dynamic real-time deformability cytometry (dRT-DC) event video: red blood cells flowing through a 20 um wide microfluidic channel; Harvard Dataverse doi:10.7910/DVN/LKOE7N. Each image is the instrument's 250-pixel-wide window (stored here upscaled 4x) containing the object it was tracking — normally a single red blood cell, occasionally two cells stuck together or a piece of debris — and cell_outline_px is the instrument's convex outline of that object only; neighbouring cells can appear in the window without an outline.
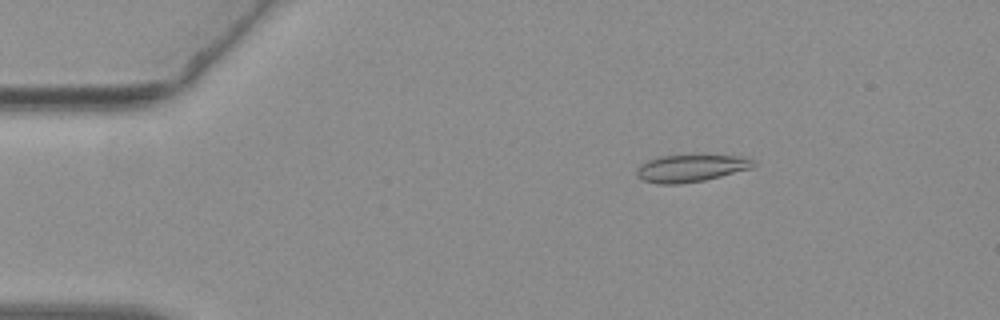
{"species": "common noctule bat (a hibernating species)", "species_latin": "Nyctalus noctula", "temperature_condition": "warm", "stored_images_in_passage": 47, "camera_frame_rate_fps": 3000, "um_per_image_px": 0.085, "animal": {"sex": "female", "body_mass_g": 19.3, "forearm_length_mm": 54.1}, "frame": {"image": 1, "passage_image": 2, "time_ms": 0.333, "image_size_px": [1000, 320], "cell_outline_px": [[756, 164], [752, 168], [704, 180], [680, 184], [656, 184], [644, 180], [636, 172], [640, 164], [648, 160], [660, 156], [736, 156], [756, 160]], "centroid_in_image_um": [58.73, 14.31], "position_along_channel_um": 26.3, "area_um2": 18.15}}
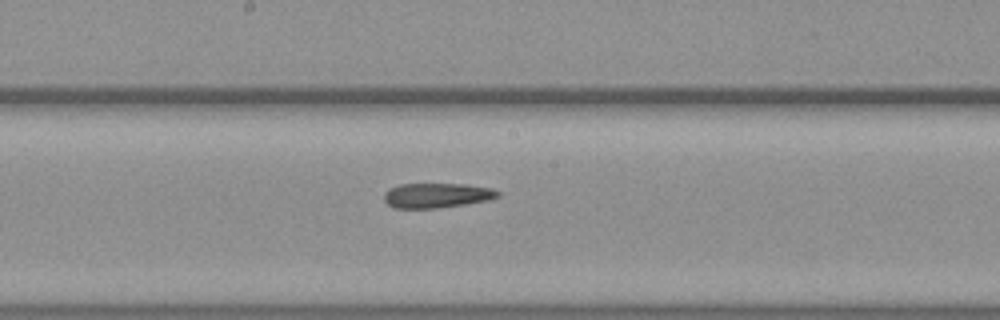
{"frame": {"image": 2, "passage_image": 22, "time_ms": 7.0, "image_size_px": [1000, 320], "cell_outline_px": [[500, 196], [488, 200], [464, 204], [436, 208], [392, 208], [384, 200], [384, 192], [388, 188], [400, 184], [464, 184], [492, 188], [500, 192]], "centroid_in_image_um": [37.1, 16.6], "position_along_channel_um": 211.1, "area_um2": 16.47}}
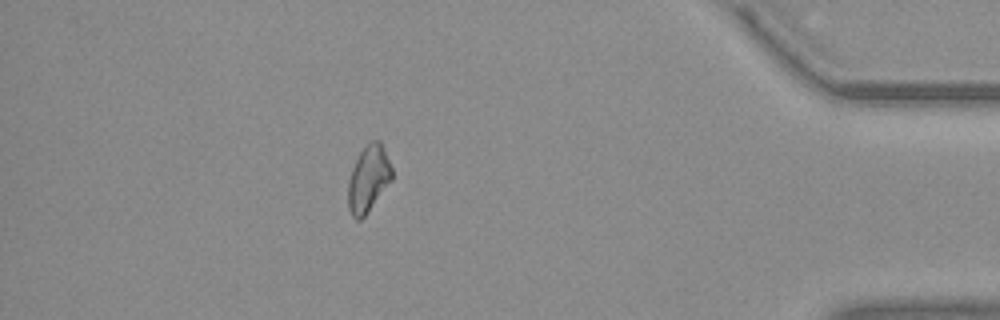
{"frame": {"image": 3, "passage_image": 41, "time_ms": 13.333, "image_size_px": [1000, 320], "cell_outline_px": [[392, 180], [364, 216], [360, 220], [356, 220], [352, 216], [348, 208], [348, 180], [352, 168], [360, 152], [372, 140], [380, 140], [384, 148], [392, 168]], "centroid_in_image_um": [31.31, 15.2], "position_along_channel_um": 403.9, "area_um2": 16.82}}